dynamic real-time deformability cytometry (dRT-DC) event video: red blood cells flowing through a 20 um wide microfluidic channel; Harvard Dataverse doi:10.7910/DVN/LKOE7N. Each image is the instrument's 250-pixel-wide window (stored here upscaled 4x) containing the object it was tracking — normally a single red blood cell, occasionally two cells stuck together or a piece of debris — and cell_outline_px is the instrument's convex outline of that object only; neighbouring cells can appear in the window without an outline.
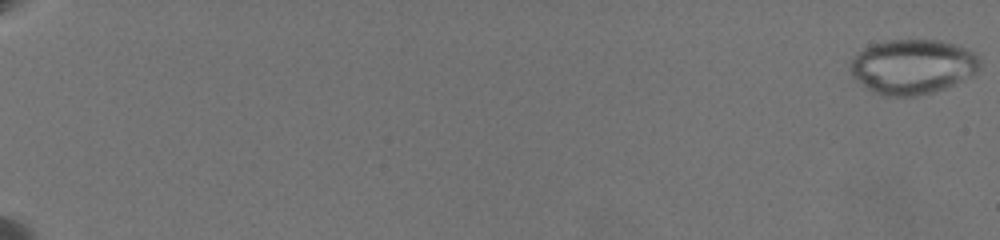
{"species": "common noctule bat (a hibernating species)", "species_latin": "Nyctalus noctula", "temperature_condition": "warm", "stored_images_in_passage": 35, "camera_frame_rate_fps": 3000, "um_per_image_px": 0.085, "animal": {"sex": "female", "body_mass_g": 19.5, "forearm_length_mm": 54.1}, "frame": {"image": 1, "passage_image": 1, "time_ms": 0.0, "image_size_px": [1000, 240], "cell_outline_px": [[980, 68], [972, 76], [944, 88], [932, 92], [916, 96], [884, 96], [872, 92], [852, 76], [848, 68], [852, 60], [864, 48], [872, 44], [888, 40], [940, 40], [964, 48], [972, 52], [980, 60]], "centroid_in_image_um": [77.55, 5.67], "position_along_channel_um": 7.4, "area_um2": 41.15}}
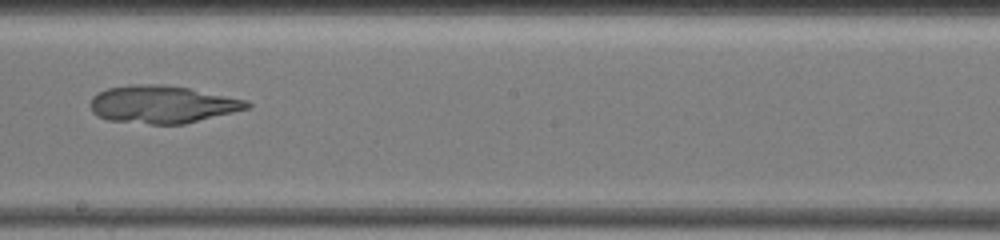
{"frame": {"image": 2, "passage_image": 28, "time_ms": 13.333, "image_size_px": [1000, 240], "cell_outline_px": [[252, 104], [248, 108], [184, 124], [148, 124], [108, 120], [96, 116], [92, 112], [88, 104], [92, 96], [96, 92], [108, 88], [132, 84], [164, 84], [188, 88], [248, 100]], "centroid_in_image_um": [13.73, 8.87], "position_along_channel_um": 234.5, "area_um2": 34.51}}
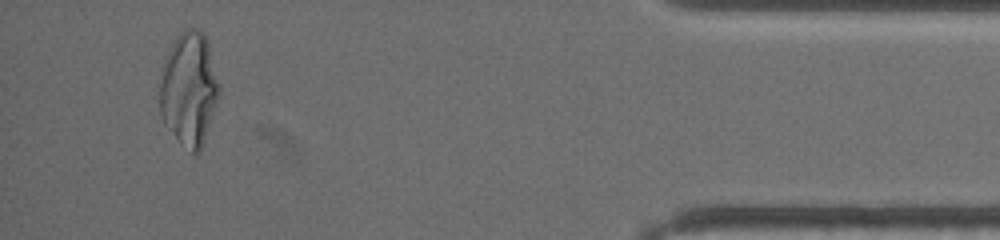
{"frame": {"image": 3, "passage_image": 34, "time_ms": 20.0, "image_size_px": [1000, 240], "cell_outline_px": [[220, 96], [204, 144], [200, 152], [192, 152], [180, 144], [164, 124], [160, 112], [160, 84], [168, 52], [176, 36], [184, 28], [196, 28], [204, 32], [208, 40], [220, 84]], "centroid_in_image_um": [16.11, 7.57], "position_along_channel_um": 419.1, "area_um2": 39.77}}